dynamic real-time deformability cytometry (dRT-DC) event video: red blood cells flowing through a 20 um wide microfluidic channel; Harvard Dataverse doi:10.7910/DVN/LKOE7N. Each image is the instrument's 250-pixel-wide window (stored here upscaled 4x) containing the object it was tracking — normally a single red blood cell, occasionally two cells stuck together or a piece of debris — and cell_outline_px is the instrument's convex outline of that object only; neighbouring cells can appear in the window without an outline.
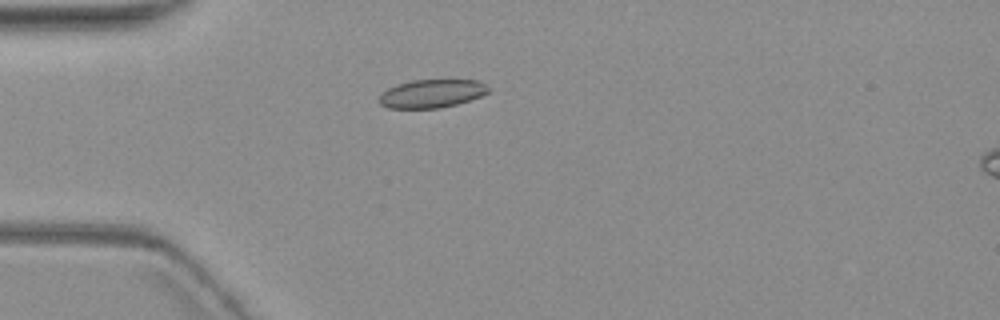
{"species": "common noctule bat (a hibernating species)", "species_latin": "Nyctalus noctula", "temperature_condition": "warm", "stored_images_in_passage": 1, "camera_frame_rate_fps": 3000, "um_per_image_px": 0.085, "animal": {"sex": "female", "body_mass_g": 19.3, "forearm_length_mm": 54.1}, "frame": {"image": 1, "passage_image": 1, "time_ms": 0.0, "image_size_px": [1000, 320], "cell_outline_px": [[488, 92], [480, 96], [456, 104], [440, 108], [388, 108], [380, 104], [376, 100], [388, 88], [396, 84], [412, 80], [480, 80], [488, 88]], "centroid_in_image_um": [36.66, 7.95], "position_along_channel_um": 48.3, "area_um2": 17.92}}